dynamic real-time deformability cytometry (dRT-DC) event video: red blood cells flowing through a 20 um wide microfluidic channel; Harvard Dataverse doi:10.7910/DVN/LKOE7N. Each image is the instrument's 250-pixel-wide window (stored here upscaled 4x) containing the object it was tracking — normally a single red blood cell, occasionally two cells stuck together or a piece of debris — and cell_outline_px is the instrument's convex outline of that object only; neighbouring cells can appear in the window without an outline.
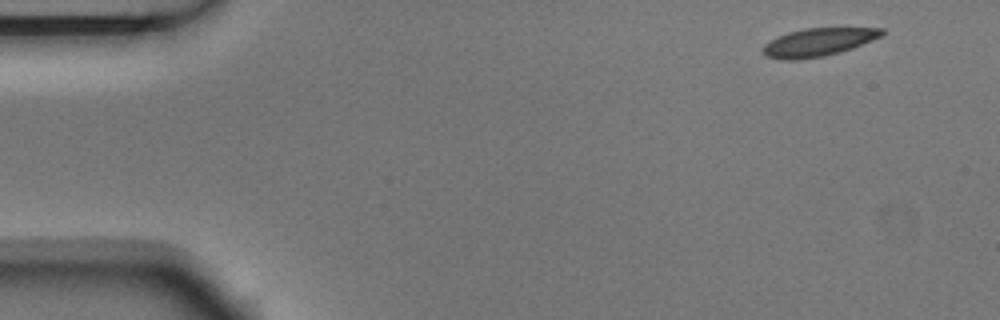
{"species": "Egyptian fruit bat (a non-hibernating species)", "species_latin": "Rousettus aegyptiacus", "temperature_condition": "room temperature", "stored_images_in_passage": 4, "camera_frame_rate_fps": 3000, "um_per_image_px": 0.085, "animal": {"sex": "male"}, "frame": {"image": 1, "passage_image": 1, "time_ms": 0.0, "image_size_px": [1000, 320], "cell_outline_px": [[884, 32], [880, 36], [872, 40], [852, 48], [840, 52], [824, 56], [800, 60], [780, 60], [768, 56], [764, 52], [764, 44], [776, 36], [788, 32], [804, 28], [884, 28]], "centroid_in_image_um": [69.53, 3.59], "position_along_channel_um": 15.5, "area_um2": 19.36}}
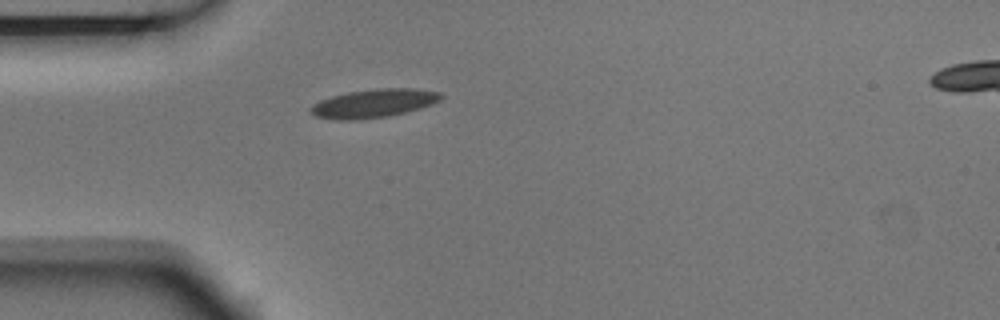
{"frame": {"image": 2, "passage_image": 4, "time_ms": 1.0, "image_size_px": [1000, 320], "cell_outline_px": [[444, 96], [440, 100], [432, 104], [420, 108], [388, 116], [352, 120], [340, 120], [316, 116], [308, 108], [312, 104], [320, 100], [332, 96], [348, 92], [376, 88], [412, 88], [440, 92]], "centroid_in_image_um": [31.77, 8.77], "position_along_channel_um": 53.2, "area_um2": 21.5}}